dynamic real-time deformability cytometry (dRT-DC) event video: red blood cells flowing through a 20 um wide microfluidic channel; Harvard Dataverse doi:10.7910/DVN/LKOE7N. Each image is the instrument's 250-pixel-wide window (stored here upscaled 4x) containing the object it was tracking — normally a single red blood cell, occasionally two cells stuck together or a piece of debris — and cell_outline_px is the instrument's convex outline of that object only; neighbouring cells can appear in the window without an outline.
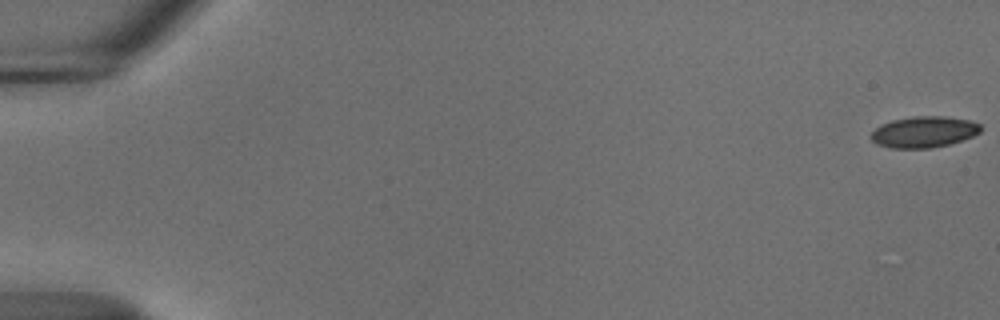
{"species": "common noctule bat (a hibernating species)", "species_latin": "Nyctalus noctula", "temperature_condition": "cold", "stored_images_in_passage": 56, "camera_frame_rate_fps": 3000, "um_per_image_px": 0.085, "animal": {"sex": "male", "body_mass_g": 18.8}, "frame": {"image": 1, "passage_image": 1, "time_ms": 0.0, "image_size_px": [1000, 320], "cell_outline_px": [[980, 132], [972, 136], [948, 144], [928, 148], [888, 148], [876, 144], [872, 140], [872, 132], [880, 124], [892, 120], [912, 116], [944, 116], [968, 120], [980, 124]], "centroid_in_image_um": [78.49, 11.21], "position_along_channel_um": 6.5, "area_um2": 19.77}}
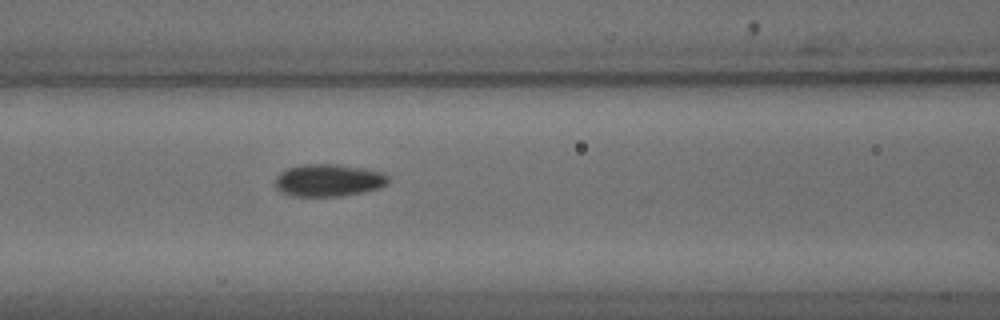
{"frame": {"image": 2, "passage_image": 25, "time_ms": 8.0, "image_size_px": [1000, 320], "cell_outline_px": [[388, 184], [380, 188], [340, 196], [292, 196], [280, 192], [276, 188], [276, 176], [280, 172], [288, 168], [300, 164], [340, 164], [364, 168], [384, 172], [388, 176]], "centroid_in_image_um": [27.93, 15.31], "position_along_channel_um": 138.7, "area_um2": 21.5}}
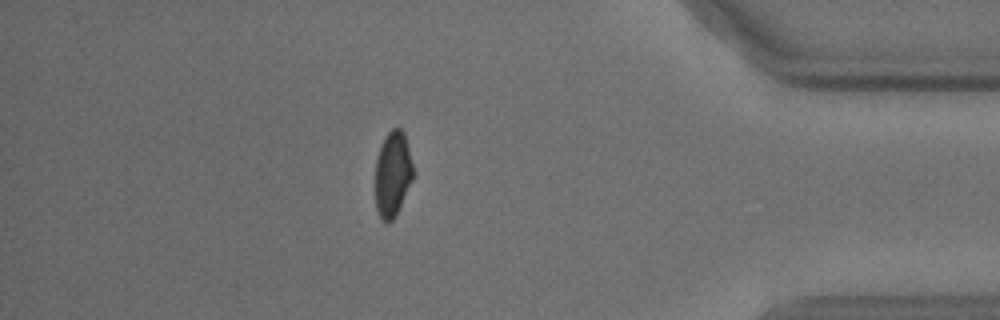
{"frame": {"image": 3, "passage_image": 49, "time_ms": 16.0, "image_size_px": [1000, 320], "cell_outline_px": [[412, 180], [392, 220], [388, 224], [384, 224], [380, 220], [376, 208], [376, 156], [384, 136], [392, 128], [400, 128], [404, 132], [412, 164]], "centroid_in_image_um": [33.34, 14.78], "position_along_channel_um": 401.9, "area_um2": 18.61}, "authors_computed_cell_mechanics": {"area_um2": 20.6346, "velocity_mm_per_s": 3.7029, "shape_relaxation_time_tau1_ms": 4.3062, "shape_relaxation_time_tau2_ms": 1.7389, "deformation_change_tau1": 0.0761, "deformation_change_tau2": 0.0584}}